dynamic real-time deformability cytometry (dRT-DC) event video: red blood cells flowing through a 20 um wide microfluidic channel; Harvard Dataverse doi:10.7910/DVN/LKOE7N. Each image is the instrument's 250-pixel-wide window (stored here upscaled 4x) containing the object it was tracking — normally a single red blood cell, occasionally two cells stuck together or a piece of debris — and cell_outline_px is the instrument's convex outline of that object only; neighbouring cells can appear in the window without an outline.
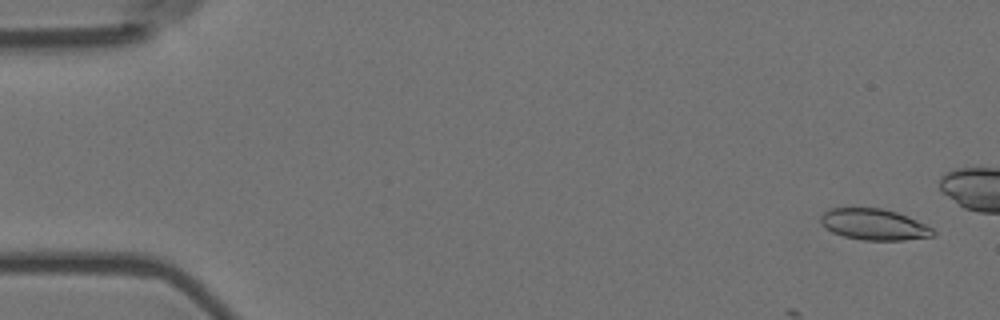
{"species": "Egyptian fruit bat (a non-hibernating species)", "species_latin": "Rousettus aegyptiacus", "temperature_condition": "room temperature", "stored_images_in_passage": 11, "camera_frame_rate_fps": 3000, "um_per_image_px": 0.085, "animal": {"sex": "female"}, "frame": {"image": 1, "passage_image": 1, "time_ms": 0.0, "image_size_px": [1000, 320], "cell_outline_px": [[936, 232], [932, 236], [904, 240], [864, 240], [844, 236], [832, 232], [820, 220], [820, 216], [828, 208], [880, 208], [896, 212], [908, 216], [932, 228]], "centroid_in_image_um": [74.3, 19.07], "position_along_channel_um": 10.7, "area_um2": 20.17}}
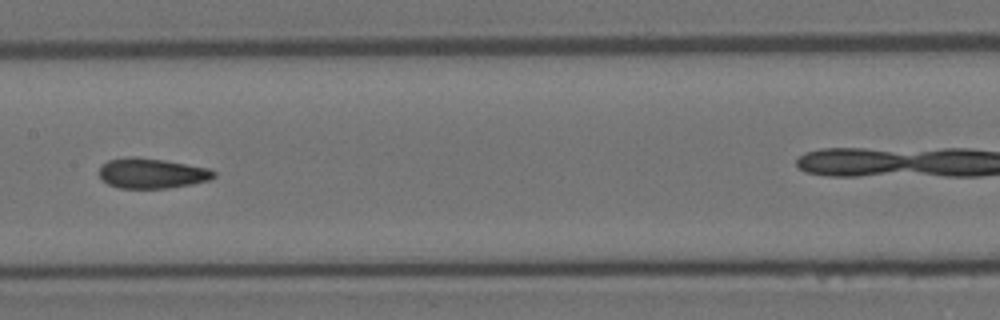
{"frame": {"image": 2, "passage_image": 8, "time_ms": 2.333, "image_size_px": [1000, 320], "cell_outline_px": [[216, 176], [208, 180], [192, 184], [168, 188], [120, 188], [108, 184], [100, 176], [100, 168], [108, 160], [128, 156], [136, 156], [164, 160], [208, 168], [216, 172]], "centroid_in_image_um": [12.91, 14.72], "position_along_channel_um": 194.5, "area_um2": 20.06}}
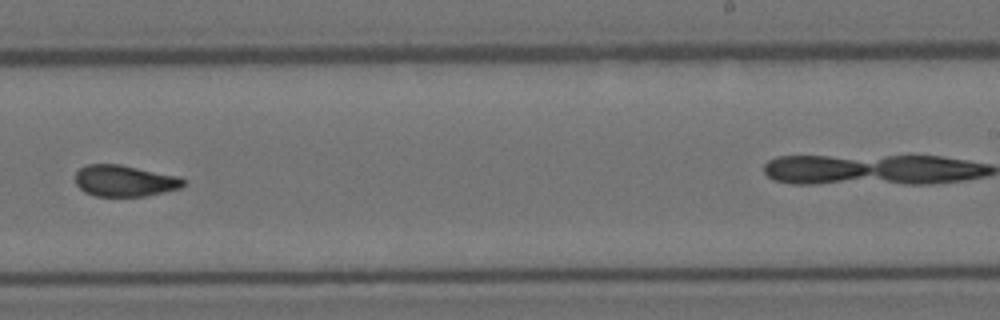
{"frame": {"image": 3, "passage_image": 10, "time_ms": 3.0, "image_size_px": [1000, 320], "cell_outline_px": [[184, 184], [180, 188], [144, 196], [96, 196], [84, 192], [76, 184], [76, 172], [80, 168], [88, 164], [120, 164], [180, 176], [184, 180]], "centroid_in_image_um": [10.58, 15.36], "position_along_channel_um": 278.4, "area_um2": 19.71}}